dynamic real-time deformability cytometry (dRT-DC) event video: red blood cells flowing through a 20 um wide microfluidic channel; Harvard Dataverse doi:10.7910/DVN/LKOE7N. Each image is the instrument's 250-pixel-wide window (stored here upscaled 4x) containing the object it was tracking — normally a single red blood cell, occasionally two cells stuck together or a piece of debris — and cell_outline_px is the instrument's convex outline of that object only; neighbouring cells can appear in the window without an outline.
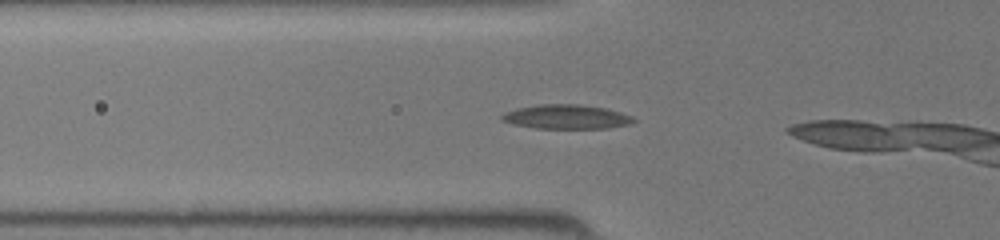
{"species": "common noctule bat (a hibernating species)", "species_latin": "Nyctalus noctula", "temperature_condition": "room temperature", "stored_images_in_passage": 5, "camera_frame_rate_fps": 3000, "um_per_image_px": 0.085, "animal": {"sex": "female", "body_mass_g": 19.5, "forearm_length_mm": 54.1}, "frame": {"image": 1, "passage_image": 3, "time_ms": 0.667, "image_size_px": [1000, 240], "cell_outline_px": [[636, 120], [632, 124], [608, 128], [536, 128], [512, 124], [500, 120], [500, 116], [504, 112], [516, 108], [536, 104], [580, 104], [604, 108], [620, 112], [632, 116]], "centroid_in_image_um": [48.11, 9.92], "position_along_channel_um": 77.7, "area_um2": 18.79}}